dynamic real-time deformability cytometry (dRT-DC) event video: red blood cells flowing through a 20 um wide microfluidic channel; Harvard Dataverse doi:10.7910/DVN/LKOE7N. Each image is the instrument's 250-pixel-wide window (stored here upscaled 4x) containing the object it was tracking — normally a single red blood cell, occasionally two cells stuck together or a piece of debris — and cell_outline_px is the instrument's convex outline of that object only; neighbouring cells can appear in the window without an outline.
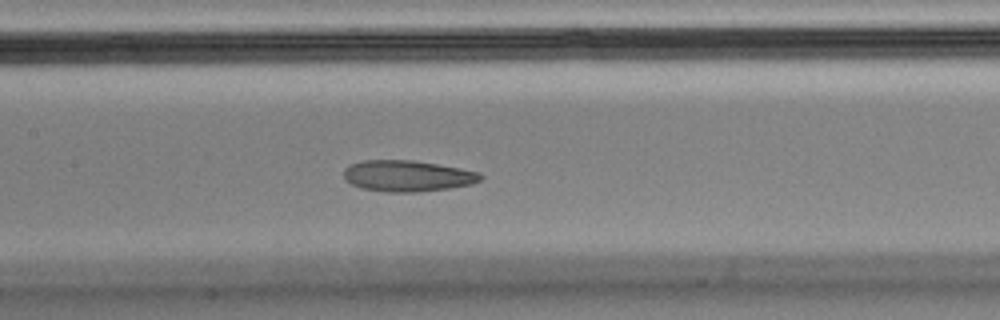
{"species": "Egyptian fruit bat (a non-hibernating species)", "species_latin": "Rousettus aegyptiacus", "temperature_condition": "cold", "stored_images_in_passage": 56, "camera_frame_rate_fps": 3000, "um_per_image_px": 0.085, "animal": {"sex": "male"}, "frame": {"image": 1, "passage_image": 25, "time_ms": 8.0, "image_size_px": [1000, 320], "cell_outline_px": [[484, 176], [480, 180], [472, 184], [452, 188], [416, 192], [384, 192], [360, 188], [344, 180], [344, 168], [352, 164], [364, 160], [412, 160], [460, 168], [480, 172]], "centroid_in_image_um": [34.63, 14.96], "position_along_channel_um": 172.8, "area_um2": 24.97}, "authors_computed_cell_mechanics": {"area_um2": 25.8366, "velocity_mm_per_s": 3.5394, "shape_relaxation_time_tau1_ms": null, "shape_relaxation_time_tau2_ms": 2.0449, "deformation_change_tau1": null, "deformation_change_tau2": 0.074}}